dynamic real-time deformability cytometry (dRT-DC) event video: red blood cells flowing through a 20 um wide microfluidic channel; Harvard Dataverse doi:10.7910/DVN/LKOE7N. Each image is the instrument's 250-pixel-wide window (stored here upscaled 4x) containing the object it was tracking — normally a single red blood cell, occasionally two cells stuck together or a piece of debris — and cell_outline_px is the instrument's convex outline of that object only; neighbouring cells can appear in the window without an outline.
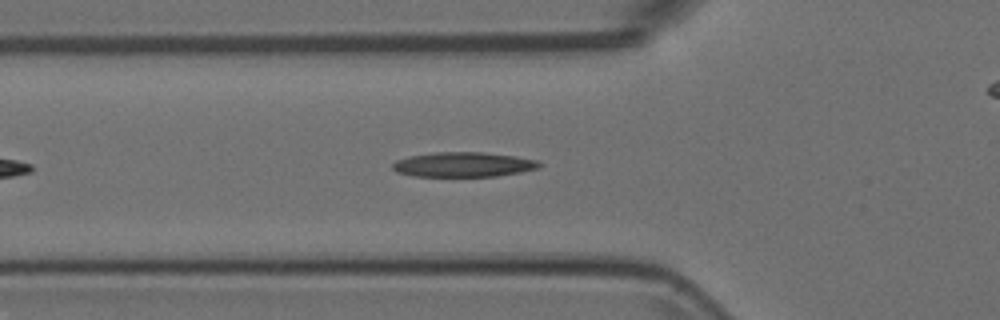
{"species": "Egyptian fruit bat (a non-hibernating species)", "species_latin": "Rousettus aegyptiacus", "temperature_condition": "room temperature", "stored_images_in_passage": 41, "camera_frame_rate_fps": 3000, "um_per_image_px": 0.085, "animal": {"sex": "female"}, "frame": {"image": 1, "passage_image": 8, "time_ms": 2.333, "image_size_px": [1000, 320], "cell_outline_px": [[540, 168], [520, 172], [496, 176], [412, 176], [396, 172], [392, 168], [392, 164], [396, 160], [412, 156], [436, 152], [480, 152], [516, 156], [536, 160], [540, 164]], "centroid_in_image_um": [39.38, 13.99], "position_along_channel_um": 86.4, "area_um2": 21.04}}
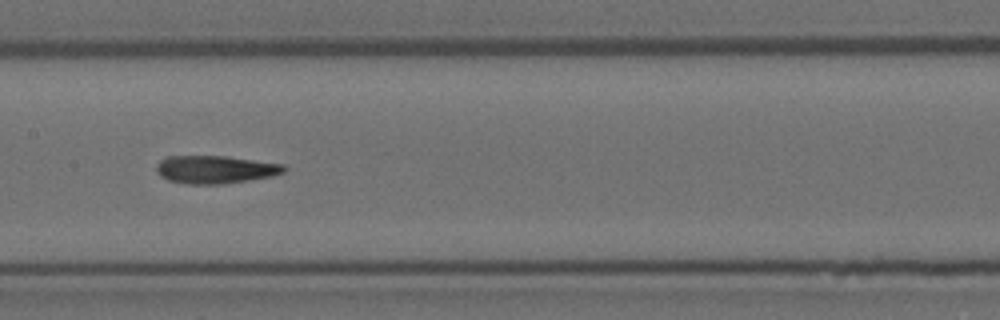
{"frame": {"image": 2, "passage_image": 16, "time_ms": 5.0, "image_size_px": [1000, 320], "cell_outline_px": [[288, 168], [284, 172], [272, 176], [248, 180], [220, 184], [188, 184], [168, 180], [160, 176], [156, 172], [156, 164], [160, 160], [168, 156], [228, 156], [284, 164]], "centroid_in_image_um": [18.3, 14.4], "position_along_channel_um": 189.1, "area_um2": 20.87}}
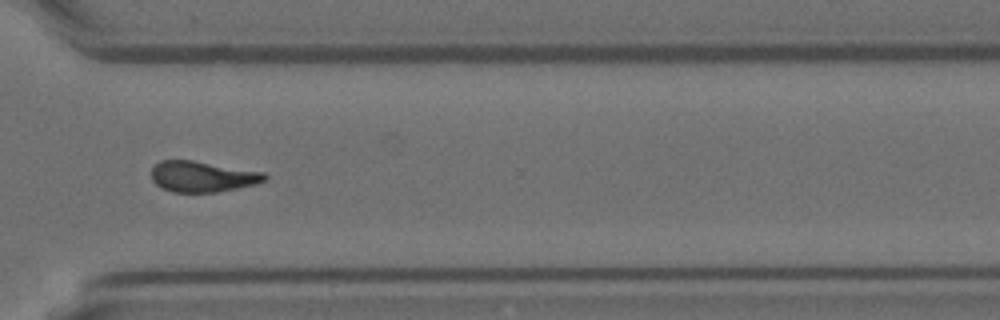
{"frame": {"image": 3, "passage_image": 29, "time_ms": 9.333, "image_size_px": [1000, 320], "cell_outline_px": [[268, 176], [264, 180], [256, 184], [216, 192], [172, 192], [160, 188], [152, 180], [152, 168], [160, 160], [192, 160], [264, 172]], "centroid_in_image_um": [17.18, 15.01], "position_along_channel_um": 353.4, "area_um2": 20.29}}